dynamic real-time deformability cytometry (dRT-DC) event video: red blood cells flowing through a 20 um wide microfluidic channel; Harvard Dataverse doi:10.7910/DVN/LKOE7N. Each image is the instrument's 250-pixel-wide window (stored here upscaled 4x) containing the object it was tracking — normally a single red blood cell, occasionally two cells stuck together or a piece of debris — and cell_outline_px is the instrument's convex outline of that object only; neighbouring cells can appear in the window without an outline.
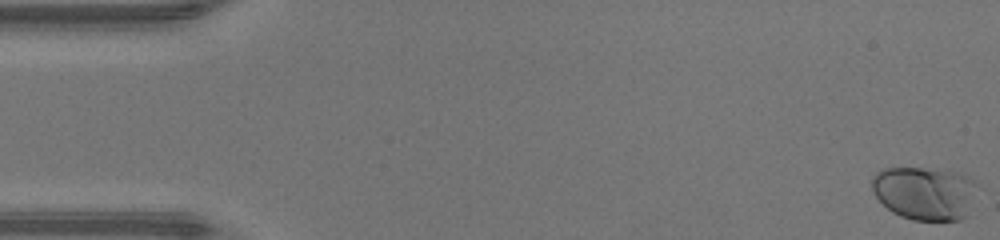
{"species": "human", "species_latin": "Homo sapiens", "temperature_condition": "warm", "stored_images_in_passage": 49, "camera_frame_rate_fps": 3000, "um_per_image_px": 0.085, "donor": {"sex": "male"}, "frame": {"image": 1, "passage_image": 1, "time_ms": 0.0, "image_size_px": [1000, 240], "cell_outline_px": [[976, 184], [968, 216], [960, 220], [912, 220], [900, 216], [892, 212], [876, 196], [872, 188], [872, 176], [876, 172], [884, 168], [920, 168], [960, 172], [968, 176]], "centroid_in_image_um": [78.6, 16.41], "position_along_channel_um": 6.4, "area_um2": 32.71}}
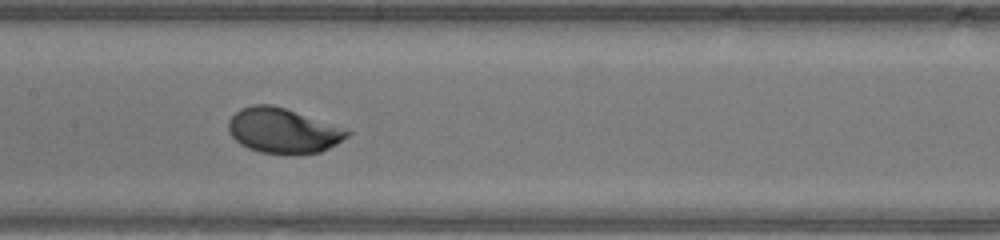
{"frame": {"image": 2, "passage_image": 24, "time_ms": 7.667, "image_size_px": [1000, 240], "cell_outline_px": [[352, 132], [348, 136], [336, 144], [320, 152], [260, 152], [248, 148], [240, 144], [228, 132], [228, 120], [240, 108], [252, 104], [272, 104], [284, 108]], "centroid_in_image_um": [23.97, 11.08], "position_along_channel_um": 183.4, "area_um2": 30.17}}
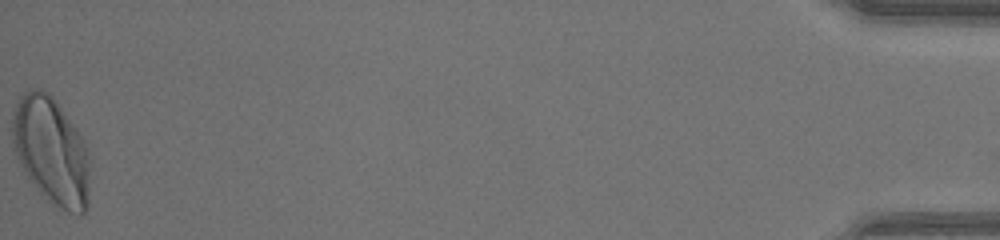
{"frame": {"image": 3, "passage_image": 49, "time_ms": 16.0, "image_size_px": [1000, 240], "cell_outline_px": [[88, 208], [80, 216], [68, 212], [60, 208], [48, 200], [40, 192], [28, 176], [20, 164], [12, 140], [12, 116], [16, 104], [20, 96], [28, 88], [40, 88], [48, 92], [56, 100], [76, 128], [88, 152]], "centroid_in_image_um": [4.35, 12.8], "position_along_channel_um": 430.9, "area_um2": 48.15}, "authors_computed_cell_mechanics": {"area_um2": 30.8652, "velocity_mm_per_s": 4.3088, "shape_relaxation_time_tau1_ms": 1.9589, "shape_relaxation_time_tau2_ms": null, "deformation_change_tau1": 0.1284, "deformation_change_tau2": null}}